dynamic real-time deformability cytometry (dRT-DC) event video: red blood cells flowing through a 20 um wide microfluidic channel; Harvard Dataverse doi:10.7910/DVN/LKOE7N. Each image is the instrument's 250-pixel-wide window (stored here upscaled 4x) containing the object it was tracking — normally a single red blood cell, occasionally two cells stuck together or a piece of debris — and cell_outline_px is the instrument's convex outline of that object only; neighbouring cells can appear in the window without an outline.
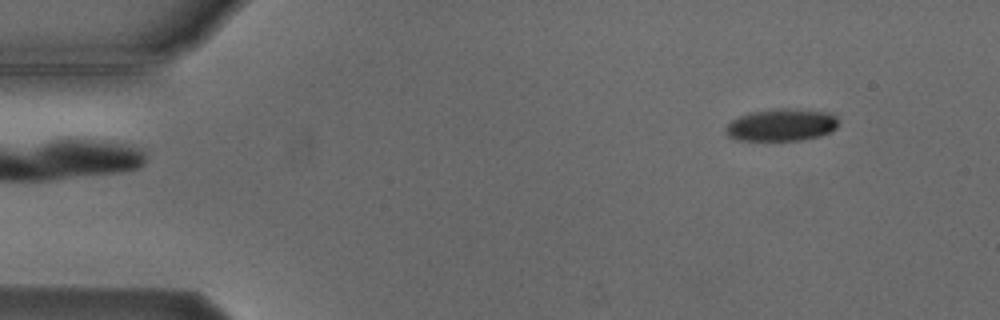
{"species": "Egyptian fruit bat (a non-hibernating species)", "species_latin": "Rousettus aegyptiacus", "temperature_condition": "cold", "stored_images_in_passage": 5, "camera_frame_rate_fps": 3000, "um_per_image_px": 0.085, "animal": {"sex": "male"}, "frame": {"image": 1, "passage_image": 5, "time_ms": 4.667, "image_size_px": [1000, 320], "cell_outline_px": [[836, 128], [832, 132], [820, 136], [800, 140], [736, 140], [728, 136], [724, 132], [724, 128], [732, 120], [740, 116], [752, 112], [780, 108], [784, 108], [828, 112], [836, 116]], "centroid_in_image_um": [66.4, 10.63], "position_along_channel_um": 18.6, "area_um2": 21.1}}